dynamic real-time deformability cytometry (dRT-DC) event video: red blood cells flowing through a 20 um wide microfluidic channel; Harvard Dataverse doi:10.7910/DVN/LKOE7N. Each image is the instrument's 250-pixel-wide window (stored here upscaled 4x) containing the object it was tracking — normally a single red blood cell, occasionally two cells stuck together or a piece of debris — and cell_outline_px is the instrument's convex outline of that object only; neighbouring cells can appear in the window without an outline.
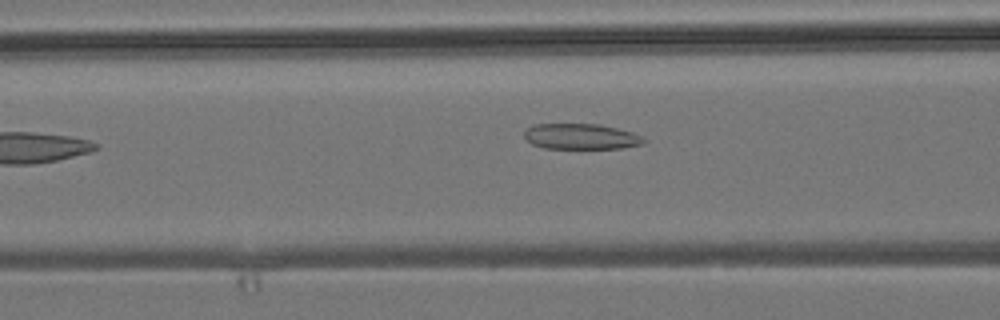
{"species": "common noctule bat (a hibernating species)", "species_latin": "Nyctalus noctula", "temperature_condition": "room temperature", "stored_images_in_passage": 7, "camera_frame_rate_fps": 3000, "um_per_image_px": 0.085, "animal": {"sex": "male", "body_mass_g": 19.2, "forearm_length_mm": 51.8}, "frame": {"image": 1, "passage_image": 6, "time_ms": 6.0, "image_size_px": [1000, 320], "cell_outline_px": [[648, 140], [644, 144], [624, 148], [544, 148], [532, 144], [524, 136], [524, 132], [528, 128], [536, 124], [600, 124], [632, 132]], "centroid_in_image_um": [49.42, 11.6], "position_along_channel_um": 117.2, "area_um2": 17.8}}
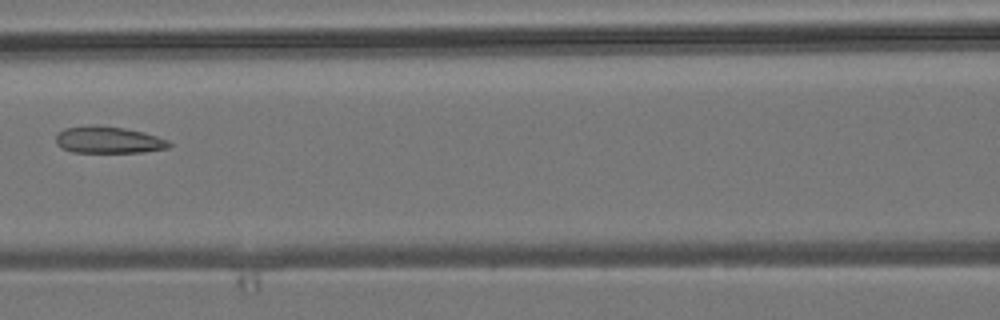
{"frame": {"image": 2, "passage_image": 7, "time_ms": 7.0, "image_size_px": [1000, 320], "cell_outline_px": [[172, 144], [168, 148], [144, 152], [72, 152], [56, 144], [56, 136], [64, 128], [92, 124], [124, 128], [144, 132], [168, 140]], "centroid_in_image_um": [9.22, 11.88], "position_along_channel_um": 157.4, "area_um2": 17.69}}